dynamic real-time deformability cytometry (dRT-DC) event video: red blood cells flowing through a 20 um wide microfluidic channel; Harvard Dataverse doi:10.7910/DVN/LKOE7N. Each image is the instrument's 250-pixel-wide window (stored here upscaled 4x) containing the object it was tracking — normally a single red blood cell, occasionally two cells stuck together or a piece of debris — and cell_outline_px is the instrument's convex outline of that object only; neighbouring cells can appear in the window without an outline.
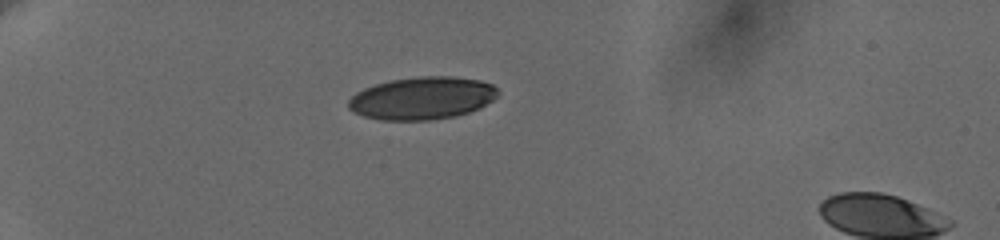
{"species": "human", "species_latin": "Homo sapiens", "temperature_condition": "cold", "stored_images_in_passage": 7, "camera_frame_rate_fps": 3000, "um_per_image_px": 0.085, "donor": {"sex": "female"}, "frame": {"image": 1, "passage_image": 1, "time_ms": 0.0, "image_size_px": [1000, 240], "cell_outline_px": [[500, 92], [492, 100], [480, 108], [456, 116], [432, 120], [380, 120], [364, 116], [348, 108], [348, 100], [356, 92], [364, 88], [376, 84], [392, 80], [420, 76], [452, 76], [480, 80], [492, 84]], "centroid_in_image_um": [35.89, 8.34], "position_along_channel_um": 49.1, "area_um2": 37.11}}
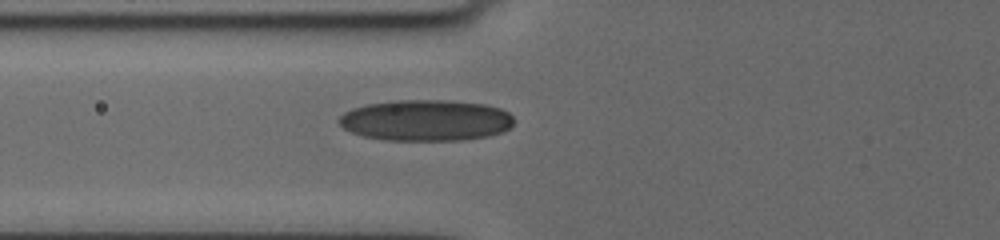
{"frame": {"image": 2, "passage_image": 5, "time_ms": 2.333, "image_size_px": [1000, 240], "cell_outline_px": [[512, 124], [508, 128], [500, 132], [488, 136], [460, 140], [384, 140], [364, 136], [352, 132], [344, 128], [336, 120], [344, 112], [352, 108], [368, 104], [392, 100], [448, 100], [484, 104], [500, 108], [508, 112], [512, 116]], "centroid_in_image_um": [36.17, 10.22], "position_along_channel_um": 89.6, "area_um2": 41.91}}
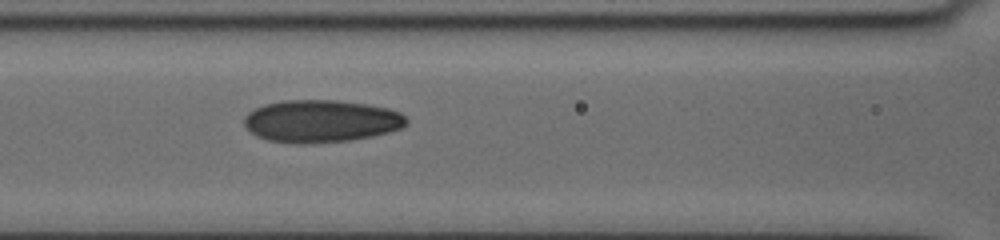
{"frame": {"image": 3, "passage_image": 7, "time_ms": 3.667, "image_size_px": [1000, 240], "cell_outline_px": [[408, 124], [400, 128], [388, 132], [372, 136], [352, 140], [308, 144], [296, 144], [268, 140], [256, 136], [248, 132], [244, 124], [244, 116], [248, 112], [264, 104], [284, 100], [336, 100], [364, 104], [388, 108], [400, 112], [408, 120]], "centroid_in_image_um": [27.26, 10.3], "position_along_channel_um": 139.3, "area_um2": 40.4}}